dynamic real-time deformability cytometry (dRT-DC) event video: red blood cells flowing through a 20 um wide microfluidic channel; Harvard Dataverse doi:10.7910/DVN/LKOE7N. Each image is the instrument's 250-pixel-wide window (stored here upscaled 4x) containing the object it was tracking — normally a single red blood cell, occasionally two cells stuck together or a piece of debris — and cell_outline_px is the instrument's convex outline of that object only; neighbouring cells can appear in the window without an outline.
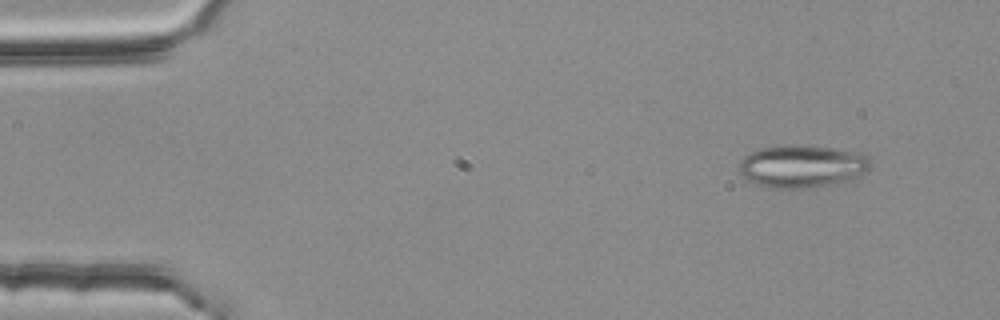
{"species": "common noctule bat (a hibernating species)", "species_latin": "Nyctalus noctula", "temperature_condition": "room temperature", "stored_images_in_passage": 3, "camera_frame_rate_fps": 3000, "um_per_image_px": 0.085, "animal": {"sex": "female", "body_mass_g": 25.1}, "frame": {"image": 1, "passage_image": 1, "time_ms": 0.0, "image_size_px": [1000, 320], "cell_outline_px": [[872, 164], [868, 172], [852, 180], [804, 188], [768, 188], [756, 184], [748, 180], [740, 172], [740, 160], [744, 156], [760, 148], [788, 144], [808, 144], [864, 152], [868, 156]], "centroid_in_image_um": [68.25, 14.1], "position_along_channel_um": 16.8, "area_um2": 33.29}}